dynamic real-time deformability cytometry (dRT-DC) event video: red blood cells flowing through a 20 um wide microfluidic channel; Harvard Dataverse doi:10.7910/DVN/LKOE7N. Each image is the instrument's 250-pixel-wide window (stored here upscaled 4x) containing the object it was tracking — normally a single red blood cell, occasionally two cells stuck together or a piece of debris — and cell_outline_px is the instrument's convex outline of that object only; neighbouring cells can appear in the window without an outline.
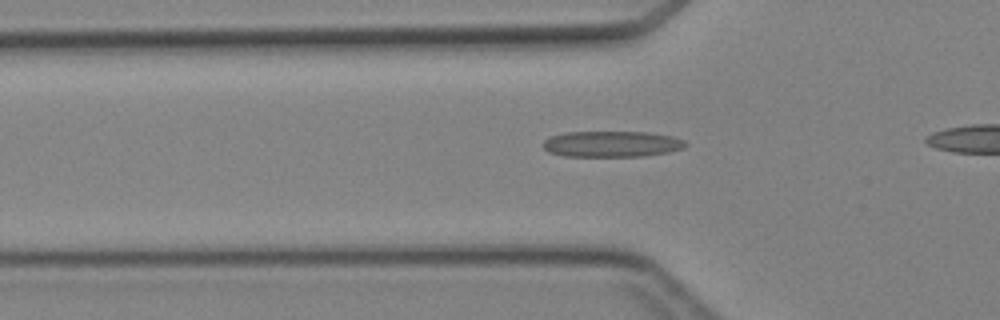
{"species": "Egyptian fruit bat (a non-hibernating species)", "species_latin": "Rousettus aegyptiacus", "temperature_condition": "cold", "stored_images_in_passage": 32, "camera_frame_rate_fps": 3000, "um_per_image_px": 0.085, "animal": {"sex": "female"}, "frame": {"image": 1, "passage_image": 10, "time_ms": 3.0, "image_size_px": [1000, 320], "cell_outline_px": [[688, 144], [684, 148], [668, 152], [644, 156], [564, 156], [548, 152], [544, 148], [544, 140], [552, 136], [568, 132], [648, 132], [672, 136], [684, 140]], "centroid_in_image_um": [52.03, 12.24], "position_along_channel_um": 73.8, "area_um2": 21.5}}
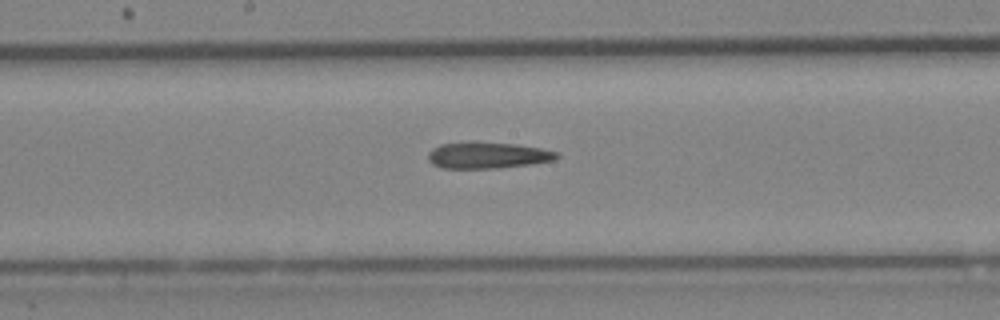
{"frame": {"image": 2, "passage_image": 19, "time_ms": 6.0, "image_size_px": [1000, 320], "cell_outline_px": [[560, 156], [556, 160], [532, 164], [492, 168], [440, 168], [432, 164], [428, 160], [428, 152], [432, 148], [440, 144], [472, 140], [476, 140], [516, 144], [540, 148], [556, 152]], "centroid_in_image_um": [41.4, 13.17], "position_along_channel_um": 206.8, "area_um2": 20.23}}
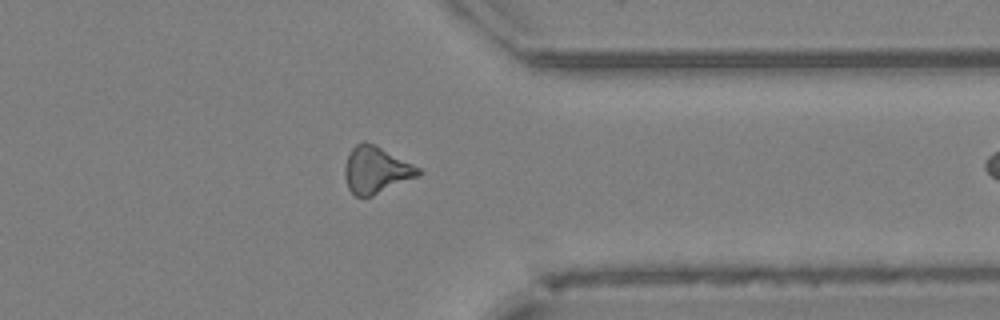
{"frame": {"image": 3, "passage_image": 31, "time_ms": 10.0, "image_size_px": [1000, 320], "cell_outline_px": [[424, 172], [416, 176], [372, 196], [356, 196], [348, 188], [344, 176], [344, 164], [352, 148], [356, 144], [364, 140], [420, 168]], "centroid_in_image_um": [31.91, 14.45], "position_along_channel_um": 379.5, "area_um2": 19.54}}